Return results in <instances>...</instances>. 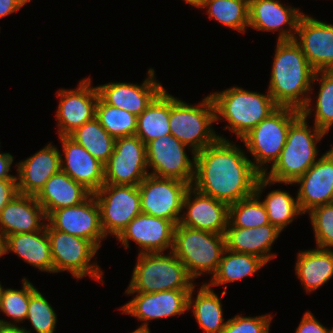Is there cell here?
<instances>
[{
	"label": "cell",
	"instance_id": "cell-6",
	"mask_svg": "<svg viewBox=\"0 0 333 333\" xmlns=\"http://www.w3.org/2000/svg\"><path fill=\"white\" fill-rule=\"evenodd\" d=\"M138 254L129 286L125 292L156 293L192 289L194 280L173 251Z\"/></svg>",
	"mask_w": 333,
	"mask_h": 333
},
{
	"label": "cell",
	"instance_id": "cell-9",
	"mask_svg": "<svg viewBox=\"0 0 333 333\" xmlns=\"http://www.w3.org/2000/svg\"><path fill=\"white\" fill-rule=\"evenodd\" d=\"M46 231L50 240L53 273L67 271L76 279L90 276L104 283V272L96 262L91 261L99 250L91 241L55 230L47 222Z\"/></svg>",
	"mask_w": 333,
	"mask_h": 333
},
{
	"label": "cell",
	"instance_id": "cell-26",
	"mask_svg": "<svg viewBox=\"0 0 333 333\" xmlns=\"http://www.w3.org/2000/svg\"><path fill=\"white\" fill-rule=\"evenodd\" d=\"M280 233L281 231L271 224L241 228L232 226L228 222L224 234L225 246L226 249L234 252L256 255L268 264L271 259L277 257L276 254L271 253V247Z\"/></svg>",
	"mask_w": 333,
	"mask_h": 333
},
{
	"label": "cell",
	"instance_id": "cell-28",
	"mask_svg": "<svg viewBox=\"0 0 333 333\" xmlns=\"http://www.w3.org/2000/svg\"><path fill=\"white\" fill-rule=\"evenodd\" d=\"M10 252L40 271L53 273L51 246L46 225L37 232L6 236V253Z\"/></svg>",
	"mask_w": 333,
	"mask_h": 333
},
{
	"label": "cell",
	"instance_id": "cell-13",
	"mask_svg": "<svg viewBox=\"0 0 333 333\" xmlns=\"http://www.w3.org/2000/svg\"><path fill=\"white\" fill-rule=\"evenodd\" d=\"M186 148V145L171 134L161 136L147 143V166L153 170L149 174L177 179L192 185L196 155H192V159H190L186 154Z\"/></svg>",
	"mask_w": 333,
	"mask_h": 333
},
{
	"label": "cell",
	"instance_id": "cell-16",
	"mask_svg": "<svg viewBox=\"0 0 333 333\" xmlns=\"http://www.w3.org/2000/svg\"><path fill=\"white\" fill-rule=\"evenodd\" d=\"M175 224L163 218L140 213L116 237L126 249L129 241L139 246L138 254L173 250Z\"/></svg>",
	"mask_w": 333,
	"mask_h": 333
},
{
	"label": "cell",
	"instance_id": "cell-10",
	"mask_svg": "<svg viewBox=\"0 0 333 333\" xmlns=\"http://www.w3.org/2000/svg\"><path fill=\"white\" fill-rule=\"evenodd\" d=\"M93 195L100 208L101 226L106 237L113 235L116 238L141 213L138 186L104 184Z\"/></svg>",
	"mask_w": 333,
	"mask_h": 333
},
{
	"label": "cell",
	"instance_id": "cell-38",
	"mask_svg": "<svg viewBox=\"0 0 333 333\" xmlns=\"http://www.w3.org/2000/svg\"><path fill=\"white\" fill-rule=\"evenodd\" d=\"M316 81L320 88L314 104V125L327 134L333 126V71L315 72L312 86Z\"/></svg>",
	"mask_w": 333,
	"mask_h": 333
},
{
	"label": "cell",
	"instance_id": "cell-14",
	"mask_svg": "<svg viewBox=\"0 0 333 333\" xmlns=\"http://www.w3.org/2000/svg\"><path fill=\"white\" fill-rule=\"evenodd\" d=\"M46 221L55 230L91 241L98 249L102 240L107 238L101 226L100 208L93 194L78 205L52 211Z\"/></svg>",
	"mask_w": 333,
	"mask_h": 333
},
{
	"label": "cell",
	"instance_id": "cell-11",
	"mask_svg": "<svg viewBox=\"0 0 333 333\" xmlns=\"http://www.w3.org/2000/svg\"><path fill=\"white\" fill-rule=\"evenodd\" d=\"M191 185L177 179L148 174L138 185L141 213L172 221H180L183 201Z\"/></svg>",
	"mask_w": 333,
	"mask_h": 333
},
{
	"label": "cell",
	"instance_id": "cell-8",
	"mask_svg": "<svg viewBox=\"0 0 333 333\" xmlns=\"http://www.w3.org/2000/svg\"><path fill=\"white\" fill-rule=\"evenodd\" d=\"M301 115L292 107H278L266 119L248 132L241 141L254 157L252 165L264 175L279 159L286 143L290 125Z\"/></svg>",
	"mask_w": 333,
	"mask_h": 333
},
{
	"label": "cell",
	"instance_id": "cell-20",
	"mask_svg": "<svg viewBox=\"0 0 333 333\" xmlns=\"http://www.w3.org/2000/svg\"><path fill=\"white\" fill-rule=\"evenodd\" d=\"M299 185L297 199L303 214L328 204L333 194V151L330 148L294 183Z\"/></svg>",
	"mask_w": 333,
	"mask_h": 333
},
{
	"label": "cell",
	"instance_id": "cell-31",
	"mask_svg": "<svg viewBox=\"0 0 333 333\" xmlns=\"http://www.w3.org/2000/svg\"><path fill=\"white\" fill-rule=\"evenodd\" d=\"M265 265L267 263L256 255L225 249L218 268L207 285L209 287L227 285V283L230 285L232 282L256 274Z\"/></svg>",
	"mask_w": 333,
	"mask_h": 333
},
{
	"label": "cell",
	"instance_id": "cell-46",
	"mask_svg": "<svg viewBox=\"0 0 333 333\" xmlns=\"http://www.w3.org/2000/svg\"><path fill=\"white\" fill-rule=\"evenodd\" d=\"M13 161V156L10 153H0V179H16V175L13 176L9 173Z\"/></svg>",
	"mask_w": 333,
	"mask_h": 333
},
{
	"label": "cell",
	"instance_id": "cell-48",
	"mask_svg": "<svg viewBox=\"0 0 333 333\" xmlns=\"http://www.w3.org/2000/svg\"><path fill=\"white\" fill-rule=\"evenodd\" d=\"M6 253V235L0 230V257Z\"/></svg>",
	"mask_w": 333,
	"mask_h": 333
},
{
	"label": "cell",
	"instance_id": "cell-40",
	"mask_svg": "<svg viewBox=\"0 0 333 333\" xmlns=\"http://www.w3.org/2000/svg\"><path fill=\"white\" fill-rule=\"evenodd\" d=\"M26 319L36 333H54L55 331L57 314L38 289L30 294Z\"/></svg>",
	"mask_w": 333,
	"mask_h": 333
},
{
	"label": "cell",
	"instance_id": "cell-1",
	"mask_svg": "<svg viewBox=\"0 0 333 333\" xmlns=\"http://www.w3.org/2000/svg\"><path fill=\"white\" fill-rule=\"evenodd\" d=\"M261 176L236 143L219 138L196 153L191 186L230 205L255 194Z\"/></svg>",
	"mask_w": 333,
	"mask_h": 333
},
{
	"label": "cell",
	"instance_id": "cell-39",
	"mask_svg": "<svg viewBox=\"0 0 333 333\" xmlns=\"http://www.w3.org/2000/svg\"><path fill=\"white\" fill-rule=\"evenodd\" d=\"M35 289L36 287L25 277L22 278V289L20 290L12 288L5 289L3 286L0 296V312L6 314L11 320H14V323L13 321L10 322L4 319H0V323L15 325V323L25 321L28 313L30 294Z\"/></svg>",
	"mask_w": 333,
	"mask_h": 333
},
{
	"label": "cell",
	"instance_id": "cell-41",
	"mask_svg": "<svg viewBox=\"0 0 333 333\" xmlns=\"http://www.w3.org/2000/svg\"><path fill=\"white\" fill-rule=\"evenodd\" d=\"M308 213L317 248L331 249L333 247V204L315 207Z\"/></svg>",
	"mask_w": 333,
	"mask_h": 333
},
{
	"label": "cell",
	"instance_id": "cell-33",
	"mask_svg": "<svg viewBox=\"0 0 333 333\" xmlns=\"http://www.w3.org/2000/svg\"><path fill=\"white\" fill-rule=\"evenodd\" d=\"M273 185L271 180L261 176L255 187V194L229 205L228 222L235 227L255 228L270 224L263 202L260 201L263 189Z\"/></svg>",
	"mask_w": 333,
	"mask_h": 333
},
{
	"label": "cell",
	"instance_id": "cell-5",
	"mask_svg": "<svg viewBox=\"0 0 333 333\" xmlns=\"http://www.w3.org/2000/svg\"><path fill=\"white\" fill-rule=\"evenodd\" d=\"M215 121V108L210 95L205 96L197 106L170 95L171 135L188 146V149L190 147L192 155H196L219 138L226 139L215 133L212 127Z\"/></svg>",
	"mask_w": 333,
	"mask_h": 333
},
{
	"label": "cell",
	"instance_id": "cell-15",
	"mask_svg": "<svg viewBox=\"0 0 333 333\" xmlns=\"http://www.w3.org/2000/svg\"><path fill=\"white\" fill-rule=\"evenodd\" d=\"M57 96L60 99L56 111L59 136H68L95 117L99 92L97 86L92 87L90 77L80 80L76 89H60Z\"/></svg>",
	"mask_w": 333,
	"mask_h": 333
},
{
	"label": "cell",
	"instance_id": "cell-19",
	"mask_svg": "<svg viewBox=\"0 0 333 333\" xmlns=\"http://www.w3.org/2000/svg\"><path fill=\"white\" fill-rule=\"evenodd\" d=\"M182 210L186 211L181 213L178 224L192 229L225 234L229 219L228 204L204 195L190 186L185 194Z\"/></svg>",
	"mask_w": 333,
	"mask_h": 333
},
{
	"label": "cell",
	"instance_id": "cell-3",
	"mask_svg": "<svg viewBox=\"0 0 333 333\" xmlns=\"http://www.w3.org/2000/svg\"><path fill=\"white\" fill-rule=\"evenodd\" d=\"M309 126L302 114L290 125L279 159L263 176L274 184H292L319 159L317 143L326 133Z\"/></svg>",
	"mask_w": 333,
	"mask_h": 333
},
{
	"label": "cell",
	"instance_id": "cell-42",
	"mask_svg": "<svg viewBox=\"0 0 333 333\" xmlns=\"http://www.w3.org/2000/svg\"><path fill=\"white\" fill-rule=\"evenodd\" d=\"M271 314L254 317L235 315L226 321L222 333H269Z\"/></svg>",
	"mask_w": 333,
	"mask_h": 333
},
{
	"label": "cell",
	"instance_id": "cell-32",
	"mask_svg": "<svg viewBox=\"0 0 333 333\" xmlns=\"http://www.w3.org/2000/svg\"><path fill=\"white\" fill-rule=\"evenodd\" d=\"M170 94L165 88L137 118L136 134L146 145L161 136L169 135Z\"/></svg>",
	"mask_w": 333,
	"mask_h": 333
},
{
	"label": "cell",
	"instance_id": "cell-37",
	"mask_svg": "<svg viewBox=\"0 0 333 333\" xmlns=\"http://www.w3.org/2000/svg\"><path fill=\"white\" fill-rule=\"evenodd\" d=\"M271 225L281 232L290 225L296 217L302 215L297 197L294 199L290 193L282 190L269 192L262 200Z\"/></svg>",
	"mask_w": 333,
	"mask_h": 333
},
{
	"label": "cell",
	"instance_id": "cell-7",
	"mask_svg": "<svg viewBox=\"0 0 333 333\" xmlns=\"http://www.w3.org/2000/svg\"><path fill=\"white\" fill-rule=\"evenodd\" d=\"M226 249L225 236L180 224L175 226L173 252L195 280L204 274H215Z\"/></svg>",
	"mask_w": 333,
	"mask_h": 333
},
{
	"label": "cell",
	"instance_id": "cell-49",
	"mask_svg": "<svg viewBox=\"0 0 333 333\" xmlns=\"http://www.w3.org/2000/svg\"><path fill=\"white\" fill-rule=\"evenodd\" d=\"M187 4L191 5L192 7L199 8L204 0H184Z\"/></svg>",
	"mask_w": 333,
	"mask_h": 333
},
{
	"label": "cell",
	"instance_id": "cell-23",
	"mask_svg": "<svg viewBox=\"0 0 333 333\" xmlns=\"http://www.w3.org/2000/svg\"><path fill=\"white\" fill-rule=\"evenodd\" d=\"M59 139L65 155L60 153L61 170L92 194L97 192L104 185V164L69 136Z\"/></svg>",
	"mask_w": 333,
	"mask_h": 333
},
{
	"label": "cell",
	"instance_id": "cell-24",
	"mask_svg": "<svg viewBox=\"0 0 333 333\" xmlns=\"http://www.w3.org/2000/svg\"><path fill=\"white\" fill-rule=\"evenodd\" d=\"M60 158V151L50 143L15 164L18 193L36 196L46 181L61 170Z\"/></svg>",
	"mask_w": 333,
	"mask_h": 333
},
{
	"label": "cell",
	"instance_id": "cell-51",
	"mask_svg": "<svg viewBox=\"0 0 333 333\" xmlns=\"http://www.w3.org/2000/svg\"><path fill=\"white\" fill-rule=\"evenodd\" d=\"M2 289H3V287H2V285L0 284V296H1Z\"/></svg>",
	"mask_w": 333,
	"mask_h": 333
},
{
	"label": "cell",
	"instance_id": "cell-27",
	"mask_svg": "<svg viewBox=\"0 0 333 333\" xmlns=\"http://www.w3.org/2000/svg\"><path fill=\"white\" fill-rule=\"evenodd\" d=\"M92 193L62 170L51 176L35 196L46 217L54 210L78 205Z\"/></svg>",
	"mask_w": 333,
	"mask_h": 333
},
{
	"label": "cell",
	"instance_id": "cell-29",
	"mask_svg": "<svg viewBox=\"0 0 333 333\" xmlns=\"http://www.w3.org/2000/svg\"><path fill=\"white\" fill-rule=\"evenodd\" d=\"M295 273L306 293L311 294L324 286L333 277V249L316 247L300 251L295 264Z\"/></svg>",
	"mask_w": 333,
	"mask_h": 333
},
{
	"label": "cell",
	"instance_id": "cell-47",
	"mask_svg": "<svg viewBox=\"0 0 333 333\" xmlns=\"http://www.w3.org/2000/svg\"><path fill=\"white\" fill-rule=\"evenodd\" d=\"M0 333H31V330H27L25 327H19L16 324L0 323Z\"/></svg>",
	"mask_w": 333,
	"mask_h": 333
},
{
	"label": "cell",
	"instance_id": "cell-30",
	"mask_svg": "<svg viewBox=\"0 0 333 333\" xmlns=\"http://www.w3.org/2000/svg\"><path fill=\"white\" fill-rule=\"evenodd\" d=\"M195 286L190 290L188 296V310L192 309L194 317L205 333H222L226 321L223 318L221 299L207 285L202 283L196 298L193 297Z\"/></svg>",
	"mask_w": 333,
	"mask_h": 333
},
{
	"label": "cell",
	"instance_id": "cell-43",
	"mask_svg": "<svg viewBox=\"0 0 333 333\" xmlns=\"http://www.w3.org/2000/svg\"><path fill=\"white\" fill-rule=\"evenodd\" d=\"M332 330L333 327L327 329L310 311H306L295 333H331Z\"/></svg>",
	"mask_w": 333,
	"mask_h": 333
},
{
	"label": "cell",
	"instance_id": "cell-34",
	"mask_svg": "<svg viewBox=\"0 0 333 333\" xmlns=\"http://www.w3.org/2000/svg\"><path fill=\"white\" fill-rule=\"evenodd\" d=\"M68 136L104 165L114 151L116 139L101 126L95 117Z\"/></svg>",
	"mask_w": 333,
	"mask_h": 333
},
{
	"label": "cell",
	"instance_id": "cell-2",
	"mask_svg": "<svg viewBox=\"0 0 333 333\" xmlns=\"http://www.w3.org/2000/svg\"><path fill=\"white\" fill-rule=\"evenodd\" d=\"M273 60L268 92L279 107L298 109L308 120L315 101L307 95L316 71L294 40H277Z\"/></svg>",
	"mask_w": 333,
	"mask_h": 333
},
{
	"label": "cell",
	"instance_id": "cell-12",
	"mask_svg": "<svg viewBox=\"0 0 333 333\" xmlns=\"http://www.w3.org/2000/svg\"><path fill=\"white\" fill-rule=\"evenodd\" d=\"M148 174L143 141L137 135L117 138L104 165V184L138 186Z\"/></svg>",
	"mask_w": 333,
	"mask_h": 333
},
{
	"label": "cell",
	"instance_id": "cell-35",
	"mask_svg": "<svg viewBox=\"0 0 333 333\" xmlns=\"http://www.w3.org/2000/svg\"><path fill=\"white\" fill-rule=\"evenodd\" d=\"M199 8L230 29L245 33L249 26V0H204Z\"/></svg>",
	"mask_w": 333,
	"mask_h": 333
},
{
	"label": "cell",
	"instance_id": "cell-44",
	"mask_svg": "<svg viewBox=\"0 0 333 333\" xmlns=\"http://www.w3.org/2000/svg\"><path fill=\"white\" fill-rule=\"evenodd\" d=\"M17 194L16 179H0V212Z\"/></svg>",
	"mask_w": 333,
	"mask_h": 333
},
{
	"label": "cell",
	"instance_id": "cell-17",
	"mask_svg": "<svg viewBox=\"0 0 333 333\" xmlns=\"http://www.w3.org/2000/svg\"><path fill=\"white\" fill-rule=\"evenodd\" d=\"M191 289H176L156 293L125 292L136 296L121 307L124 314L136 317L142 327H148L151 320L184 314L188 310V296ZM149 321V322H148Z\"/></svg>",
	"mask_w": 333,
	"mask_h": 333
},
{
	"label": "cell",
	"instance_id": "cell-4",
	"mask_svg": "<svg viewBox=\"0 0 333 333\" xmlns=\"http://www.w3.org/2000/svg\"><path fill=\"white\" fill-rule=\"evenodd\" d=\"M209 95L216 121H227L224 129L232 131L240 140L279 107L269 92L261 94L238 86Z\"/></svg>",
	"mask_w": 333,
	"mask_h": 333
},
{
	"label": "cell",
	"instance_id": "cell-25",
	"mask_svg": "<svg viewBox=\"0 0 333 333\" xmlns=\"http://www.w3.org/2000/svg\"><path fill=\"white\" fill-rule=\"evenodd\" d=\"M45 222L44 209L32 195L18 193L0 212V230L6 236L37 232Z\"/></svg>",
	"mask_w": 333,
	"mask_h": 333
},
{
	"label": "cell",
	"instance_id": "cell-36",
	"mask_svg": "<svg viewBox=\"0 0 333 333\" xmlns=\"http://www.w3.org/2000/svg\"><path fill=\"white\" fill-rule=\"evenodd\" d=\"M95 118L115 139L136 134L138 116L107 104L100 96L96 103Z\"/></svg>",
	"mask_w": 333,
	"mask_h": 333
},
{
	"label": "cell",
	"instance_id": "cell-21",
	"mask_svg": "<svg viewBox=\"0 0 333 333\" xmlns=\"http://www.w3.org/2000/svg\"><path fill=\"white\" fill-rule=\"evenodd\" d=\"M142 84L109 82L97 86L99 96L109 105L139 116L152 100L164 89L150 68Z\"/></svg>",
	"mask_w": 333,
	"mask_h": 333
},
{
	"label": "cell",
	"instance_id": "cell-45",
	"mask_svg": "<svg viewBox=\"0 0 333 333\" xmlns=\"http://www.w3.org/2000/svg\"><path fill=\"white\" fill-rule=\"evenodd\" d=\"M26 4L25 0H0V19L18 12Z\"/></svg>",
	"mask_w": 333,
	"mask_h": 333
},
{
	"label": "cell",
	"instance_id": "cell-52",
	"mask_svg": "<svg viewBox=\"0 0 333 333\" xmlns=\"http://www.w3.org/2000/svg\"><path fill=\"white\" fill-rule=\"evenodd\" d=\"M330 203L333 204V194H332V198L330 200Z\"/></svg>",
	"mask_w": 333,
	"mask_h": 333
},
{
	"label": "cell",
	"instance_id": "cell-22",
	"mask_svg": "<svg viewBox=\"0 0 333 333\" xmlns=\"http://www.w3.org/2000/svg\"><path fill=\"white\" fill-rule=\"evenodd\" d=\"M299 9L284 5L279 0H249L248 28L279 31L278 41L294 40L299 19L304 14Z\"/></svg>",
	"mask_w": 333,
	"mask_h": 333
},
{
	"label": "cell",
	"instance_id": "cell-50",
	"mask_svg": "<svg viewBox=\"0 0 333 333\" xmlns=\"http://www.w3.org/2000/svg\"><path fill=\"white\" fill-rule=\"evenodd\" d=\"M130 333H150V329L149 327L139 326L137 329H135L133 332Z\"/></svg>",
	"mask_w": 333,
	"mask_h": 333
},
{
	"label": "cell",
	"instance_id": "cell-18",
	"mask_svg": "<svg viewBox=\"0 0 333 333\" xmlns=\"http://www.w3.org/2000/svg\"><path fill=\"white\" fill-rule=\"evenodd\" d=\"M294 41L316 71H333V24L303 14Z\"/></svg>",
	"mask_w": 333,
	"mask_h": 333
}]
</instances>
